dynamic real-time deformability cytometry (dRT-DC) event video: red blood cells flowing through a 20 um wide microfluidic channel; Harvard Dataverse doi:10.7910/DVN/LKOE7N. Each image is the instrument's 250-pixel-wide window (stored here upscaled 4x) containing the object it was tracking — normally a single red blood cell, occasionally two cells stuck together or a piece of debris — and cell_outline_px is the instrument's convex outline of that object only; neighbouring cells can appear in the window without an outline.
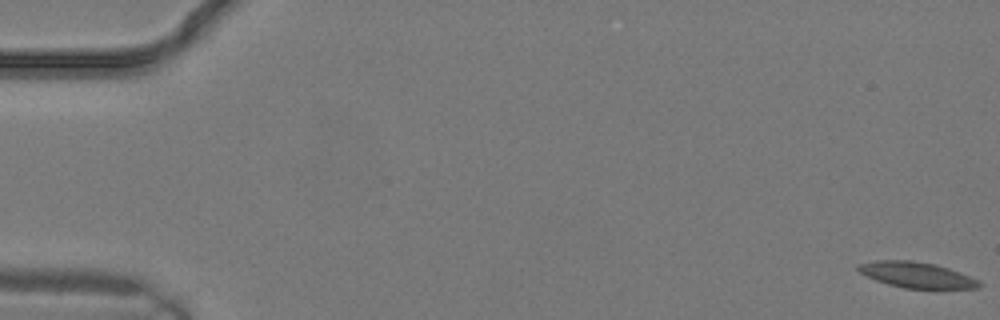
{"species": "common noctule bat (a hibernating species)", "species_latin": "Nyctalus noctula", "temperature_condition": "warm", "stored_images_in_passage": 11, "camera_frame_rate_fps": 3000, "um_per_image_px": 0.085, "animal": {"sex": "male", "body_mass_g": 19.2, "forearm_length_mm": 51.8}, "frame": {"image": 1, "passage_image": 1, "time_ms": 0.0, "image_size_px": [1000, 320], "cell_outline_px": [[984, 284], [980, 288], [904, 288], [888, 284], [876, 280], [860, 272], [856, 268], [856, 264], [876, 260], [912, 260], [936, 264], [960, 272], [980, 280]], "centroid_in_image_um": [77.94, 23.36], "position_along_channel_um": 7.1, "area_um2": 18.21}}
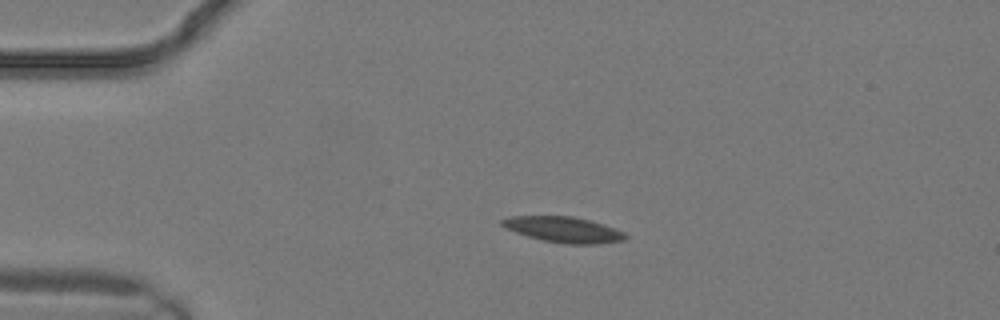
{"frame": {"image": 2, "passage_image": 7, "time_ms": 2.0, "image_size_px": [1000, 320], "cell_outline_px": [[628, 236], [624, 240], [600, 244], [568, 244], [544, 240], [528, 236], [504, 228], [500, 224], [500, 220], [512, 216], [572, 216], [592, 220], [616, 228], [624, 232]], "centroid_in_image_um": [47.93, 19.51], "position_along_channel_um": 37.1, "area_um2": 18.55}}
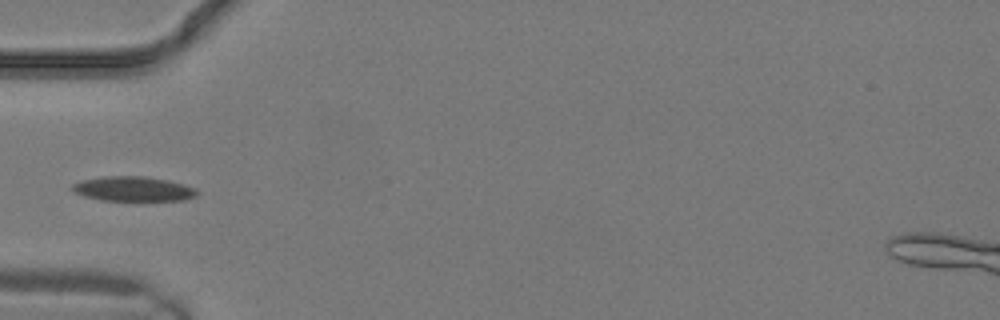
{"frame": {"image": 3, "passage_image": 10, "time_ms": 3.0, "image_size_px": [1000, 320], "cell_outline_px": [[200, 192], [196, 196], [184, 200], [100, 200], [84, 196], [72, 192], [72, 184], [80, 180], [104, 176], [144, 176], [168, 180], [184, 184], [196, 188]], "centroid_in_image_um": [11.32, 16.05], "position_along_channel_um": 73.7, "area_um2": 18.09}}